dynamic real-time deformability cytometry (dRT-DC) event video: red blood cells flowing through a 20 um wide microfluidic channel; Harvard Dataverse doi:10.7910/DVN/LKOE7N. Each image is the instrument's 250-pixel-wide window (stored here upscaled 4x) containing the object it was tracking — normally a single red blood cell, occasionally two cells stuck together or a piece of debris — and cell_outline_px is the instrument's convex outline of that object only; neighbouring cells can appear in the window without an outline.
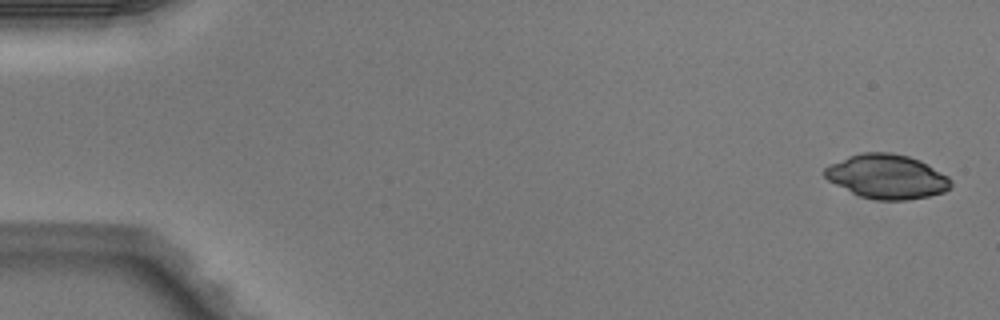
{"species": "Egyptian fruit bat (a non-hibernating species)", "species_latin": "Rousettus aegyptiacus", "temperature_condition": "warm", "stored_images_in_passage": 5, "camera_frame_rate_fps": 3000, "um_per_image_px": 0.085, "animal": {"sex": "male"}, "frame": {"image": 1, "passage_image": 1, "time_ms": 0.0, "image_size_px": [1000, 320], "cell_outline_px": [[952, 184], [944, 192], [928, 196], [908, 200], [872, 200], [860, 196], [828, 180], [824, 176], [824, 168], [848, 156], [860, 152], [892, 152], [908, 156], [920, 160], [948, 176], [952, 180]], "centroid_in_image_um": [75.4, 15.0], "position_along_channel_um": 9.6, "area_um2": 32.48}}
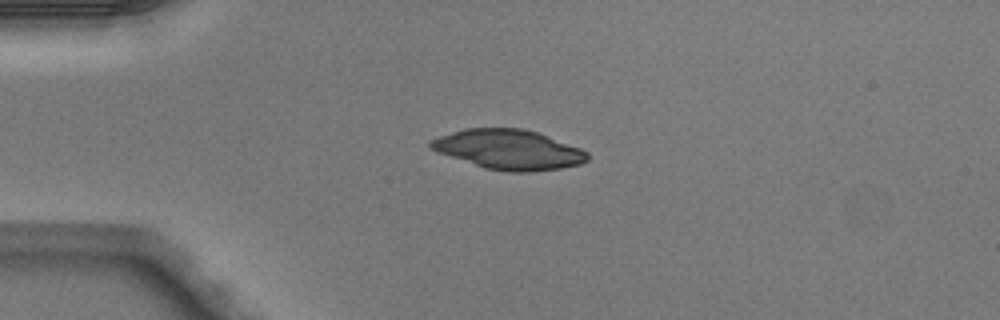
{"frame": {"image": 2, "passage_image": 4, "time_ms": 1.0, "image_size_px": [1000, 320], "cell_outline_px": [[588, 160], [580, 164], [560, 168], [528, 172], [508, 172], [484, 168], [436, 152], [428, 148], [428, 140], [464, 128], [524, 128], [536, 132], [580, 148], [588, 152]], "centroid_in_image_um": [43.19, 12.71], "position_along_channel_um": 41.8, "area_um2": 36.36}}